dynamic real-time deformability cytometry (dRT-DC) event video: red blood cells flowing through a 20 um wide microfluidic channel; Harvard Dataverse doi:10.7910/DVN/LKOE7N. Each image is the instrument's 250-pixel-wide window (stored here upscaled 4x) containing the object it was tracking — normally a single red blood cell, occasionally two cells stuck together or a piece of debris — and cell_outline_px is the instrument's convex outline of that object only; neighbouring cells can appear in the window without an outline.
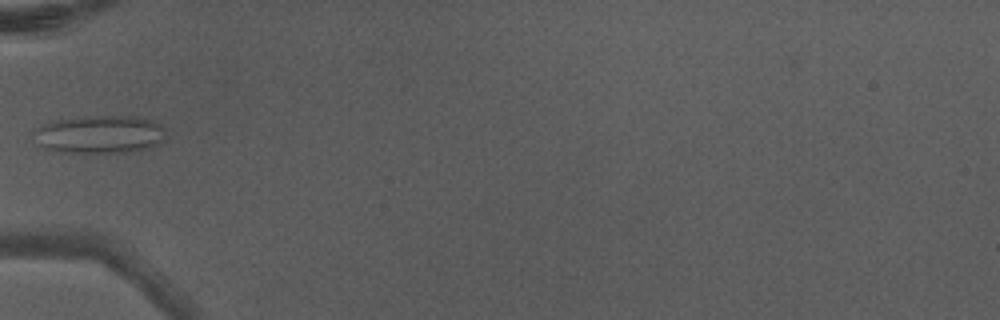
{"species": "Egyptian fruit bat (a non-hibernating species)", "species_latin": "Rousettus aegyptiacus", "temperature_condition": "warm", "stored_images_in_passage": 5, "camera_frame_rate_fps": 3000, "um_per_image_px": 0.085, "animal": {"sex": "male"}, "frame": {"image": 1, "passage_image": 5, "time_ms": 1.333, "image_size_px": [1000, 320], "cell_outline_px": [[168, 136], [160, 144], [148, 148], [128, 152], [60, 152], [44, 148], [40, 144], [32, 132], [36, 128], [52, 120], [92, 116], [136, 116], [160, 124], [164, 128]], "centroid_in_image_um": [8.51, 11.42], "position_along_channel_um": 76.5, "area_um2": 29.3}}